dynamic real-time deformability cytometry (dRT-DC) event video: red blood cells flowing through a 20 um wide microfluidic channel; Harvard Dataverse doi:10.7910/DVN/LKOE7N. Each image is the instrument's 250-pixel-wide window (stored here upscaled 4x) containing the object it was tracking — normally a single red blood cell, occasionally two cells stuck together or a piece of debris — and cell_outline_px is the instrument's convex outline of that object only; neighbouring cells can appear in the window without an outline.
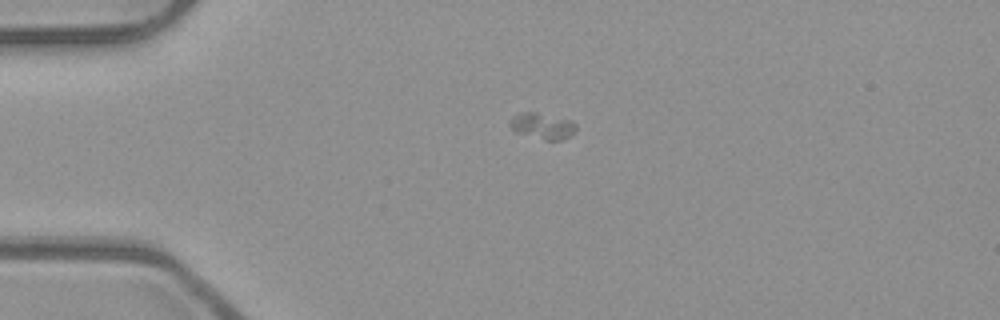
{"species": "common noctule bat (a hibernating species)", "species_latin": "Nyctalus noctula", "temperature_condition": "room temperature", "stored_images_in_passage": 50, "camera_frame_rate_fps": 3000, "um_per_image_px": 0.085, "animal": {"sex": "male", "body_mass_g": 23.1, "forearm_length_mm": 52.7}, "frame": {"image": 1, "passage_image": 10, "time_ms": 3.0, "image_size_px": [1000, 320], "cell_outline_px": [[576, 128], [568, 136], [560, 140], [544, 140], [516, 132], [508, 124], [508, 120], [512, 116], [520, 112], [536, 112], [572, 120], [576, 124]], "centroid_in_image_um": [46.06, 10.69], "position_along_channel_um": 38.9, "area_um2": 10.06}}